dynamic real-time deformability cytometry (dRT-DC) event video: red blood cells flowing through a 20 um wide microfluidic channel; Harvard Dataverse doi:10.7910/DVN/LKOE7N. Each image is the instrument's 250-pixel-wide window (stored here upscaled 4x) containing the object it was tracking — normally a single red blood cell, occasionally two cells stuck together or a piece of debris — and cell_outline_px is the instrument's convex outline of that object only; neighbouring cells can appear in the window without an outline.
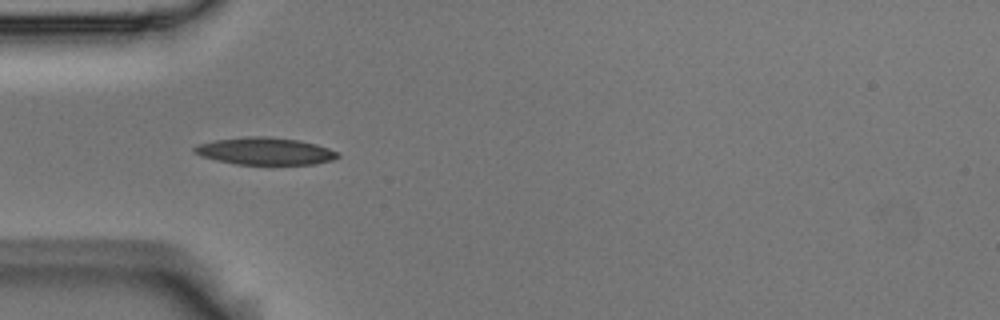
{"species": "Egyptian fruit bat (a non-hibernating species)", "species_latin": "Rousettus aegyptiacus", "temperature_condition": "room temperature", "stored_images_in_passage": 12, "camera_frame_rate_fps": 3000, "um_per_image_px": 0.085, "animal": {"sex": "male"}, "frame": {"image": 1, "passage_image": 3, "time_ms": 0.667, "image_size_px": [1000, 320], "cell_outline_px": [[340, 156], [332, 160], [316, 164], [236, 164], [216, 160], [200, 156], [192, 152], [192, 148], [200, 144], [216, 140], [244, 136], [268, 136], [300, 140], [316, 144], [328, 148], [336, 152]], "centroid_in_image_um": [22.51, 12.84], "position_along_channel_um": 62.5, "area_um2": 22.77}}
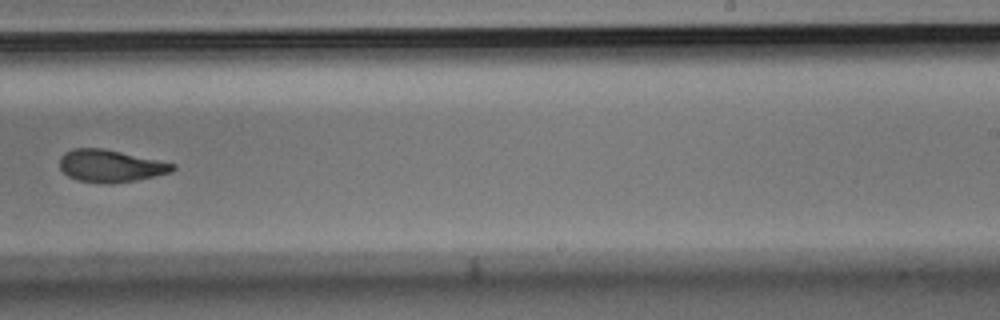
{"frame": {"image": 2, "passage_image": 8, "time_ms": 2.333, "image_size_px": [1000, 320], "cell_outline_px": [[176, 168], [172, 172], [136, 180], [108, 184], [80, 180], [68, 176], [60, 168], [60, 156], [64, 152], [72, 148], [104, 148], [176, 164]], "centroid_in_image_um": [9.39, 14.09], "position_along_channel_um": 279.6, "area_um2": 21.21}}
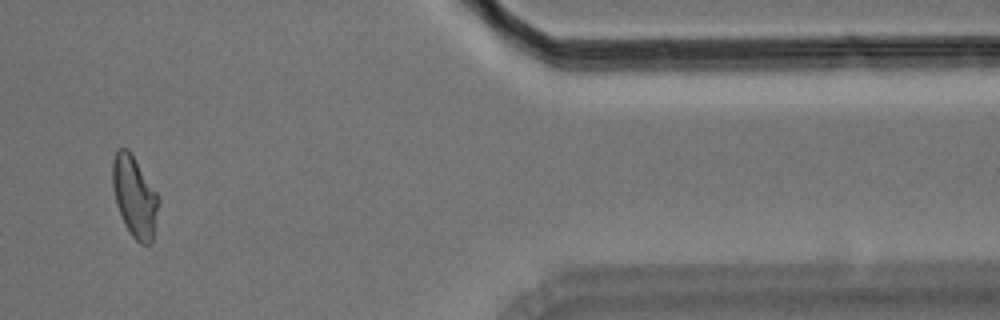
{"frame": {"image": 3, "passage_image": 11, "time_ms": 3.333, "image_size_px": [1000, 320], "cell_outline_px": [[160, 200], [152, 244], [140, 244], [132, 236], [124, 224], [116, 204], [112, 184], [112, 160], [116, 148], [128, 148], [132, 152], [160, 196]], "centroid_in_image_um": [11.45, 16.67], "position_along_channel_um": 399.9, "area_um2": 22.31}}